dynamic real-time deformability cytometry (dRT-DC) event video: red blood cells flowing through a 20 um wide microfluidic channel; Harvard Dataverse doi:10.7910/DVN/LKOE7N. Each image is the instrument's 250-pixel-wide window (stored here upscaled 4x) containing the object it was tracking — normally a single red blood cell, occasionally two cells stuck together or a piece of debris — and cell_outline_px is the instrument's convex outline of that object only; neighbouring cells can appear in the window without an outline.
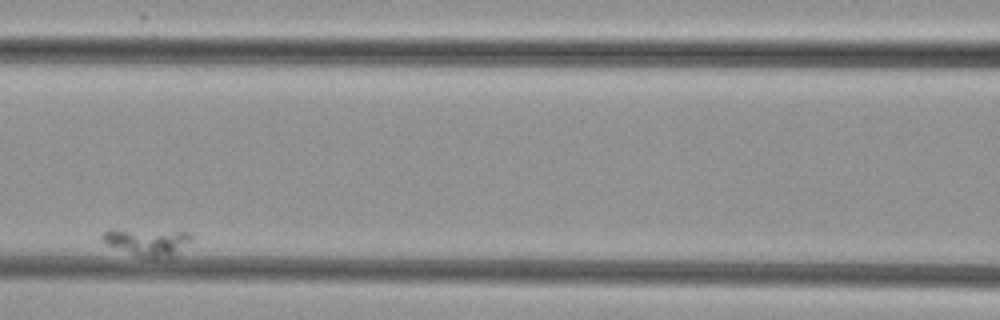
{"species": "common noctule bat (a hibernating species)", "species_latin": "Nyctalus noctula", "temperature_condition": "cold", "stored_images_in_passage": 15, "camera_frame_rate_fps": 3000, "um_per_image_px": 0.085, "animal": {"sex": "female", "body_mass_g": 29.2, "forearm_length_mm": 56.3}, "frame": {"image": 1, "passage_image": 9, "time_ms": 9.333, "image_size_px": [1000, 320], "cell_outline_px": [[192, 240], [172, 260], [152, 260], [140, 256], [108, 244], [100, 240], [100, 232], [108, 228], [112, 228], [188, 232], [192, 236]], "centroid_in_image_um": [12.55, 20.58], "position_along_channel_um": 154.0, "area_um2": 14.91}}
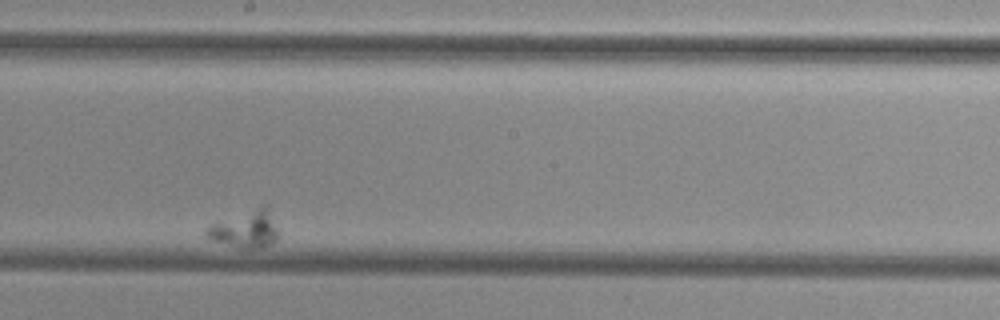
{"frame": {"image": 2, "passage_image": 11, "time_ms": 12.667, "image_size_px": [1000, 320], "cell_outline_px": [[280, 236], [272, 244], [252, 248], [240, 248], [212, 240], [204, 236], [204, 228], [212, 224], [260, 208], [264, 208], [280, 232]], "centroid_in_image_um": [20.82, 19.57], "position_along_channel_um": 227.4, "area_um2": 14.62}}
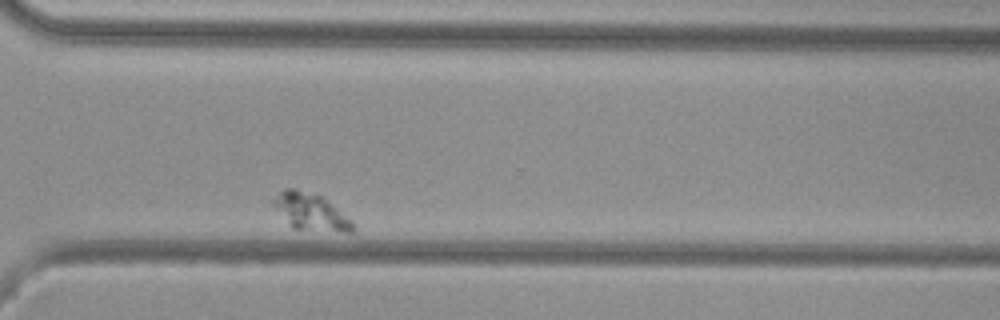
{"frame": {"image": 3, "passage_image": 15, "time_ms": 17.333, "image_size_px": [1000, 320], "cell_outline_px": [[356, 228], [352, 232], [344, 232], [292, 228], [268, 200], [284, 188], [292, 188], [320, 196], [352, 220]], "centroid_in_image_um": [26.36, 18.0], "position_along_channel_um": 344.2, "area_um2": 16.88}}